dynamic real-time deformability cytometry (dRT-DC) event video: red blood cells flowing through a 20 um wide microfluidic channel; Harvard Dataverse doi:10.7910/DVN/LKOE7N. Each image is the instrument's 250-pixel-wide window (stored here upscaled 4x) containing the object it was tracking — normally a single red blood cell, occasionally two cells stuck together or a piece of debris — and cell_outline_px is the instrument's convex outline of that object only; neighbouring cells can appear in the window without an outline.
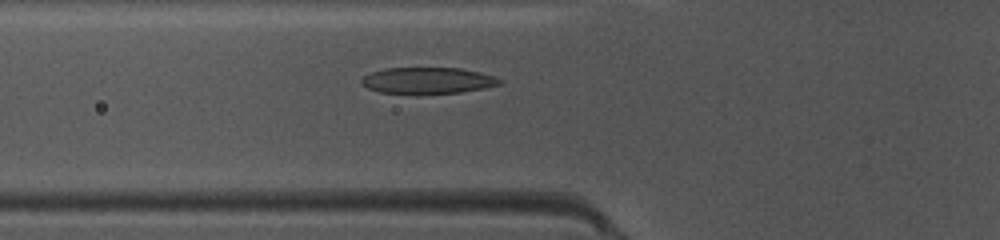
{"species": "common noctule bat (a hibernating species)", "species_latin": "Nyctalus noctula", "temperature_condition": "warm", "stored_images_in_passage": 33, "camera_frame_rate_fps": 3000, "um_per_image_px": 0.085, "animal": {"sex": "female", "body_mass_g": 10.0, "forearm_length_mm": 53.1}, "frame": {"image": 1, "passage_image": 6, "time_ms": 1.667, "image_size_px": [1000, 240], "cell_outline_px": [[504, 80], [500, 84], [484, 88], [460, 92], [380, 92], [368, 88], [360, 84], [360, 80], [364, 76], [372, 72], [384, 68], [460, 68], [492, 76]], "centroid_in_image_um": [36.33, 6.82], "position_along_channel_um": 89.5, "area_um2": 20.52}}
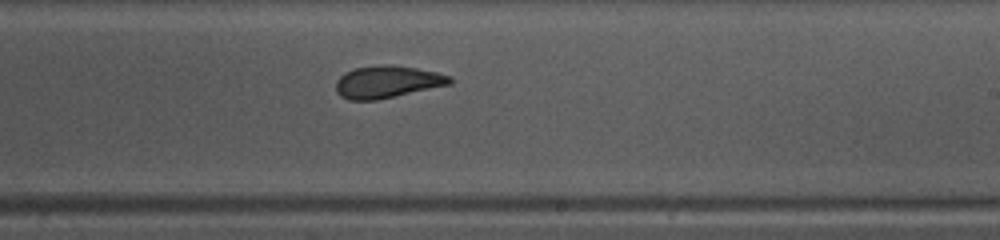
{"frame": {"image": 2, "passage_image": 18, "time_ms": 5.667, "image_size_px": [1000, 240], "cell_outline_px": [[452, 84], [376, 100], [348, 100], [340, 96], [336, 92], [336, 80], [344, 72], [356, 68], [384, 64], [392, 64], [416, 68], [436, 72], [452, 76]], "centroid_in_image_um": [32.91, 6.95], "position_along_channel_um": 256.1, "area_um2": 21.5}}
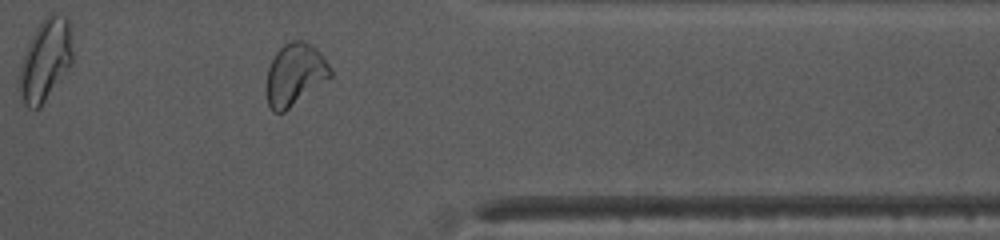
{"frame": {"image": 3, "passage_image": 28, "time_ms": 9.0, "image_size_px": [1000, 240], "cell_outline_px": [[332, 76], [284, 112], [272, 112], [268, 104], [264, 88], [268, 68], [276, 52], [284, 44], [292, 40], [304, 40], [316, 48], [320, 52], [332, 68]], "centroid_in_image_um": [25.04, 6.33], "position_along_channel_um": 386.4, "area_um2": 23.35}, "authors_computed_cell_mechanics": {"area_um2": 21.675, "velocity_mm_per_s": 4.1499, "shape_relaxation_time_tau1_ms": 2.9539, "shape_relaxation_time_tau2_ms": 1.1154, "deformation_change_tau1": 0.1458, "deformation_change_tau2": 0.0821}}